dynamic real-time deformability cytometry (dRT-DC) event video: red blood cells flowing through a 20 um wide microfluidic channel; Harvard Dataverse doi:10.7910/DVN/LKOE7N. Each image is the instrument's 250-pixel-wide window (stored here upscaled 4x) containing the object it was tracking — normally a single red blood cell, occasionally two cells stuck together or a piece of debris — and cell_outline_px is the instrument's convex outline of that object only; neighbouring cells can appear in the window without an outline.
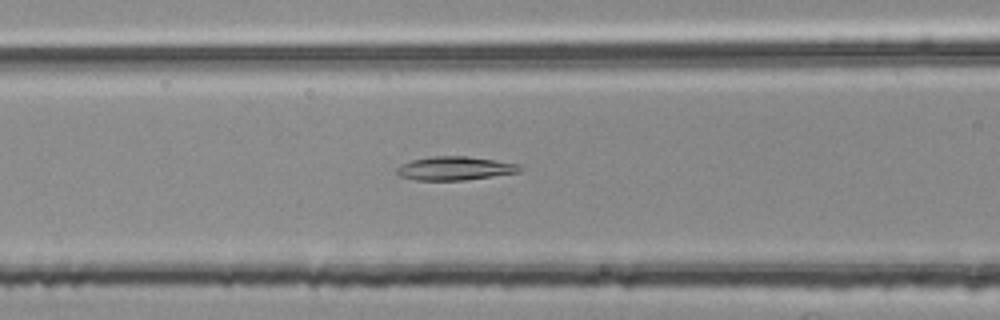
{"species": "common noctule bat (a hibernating species)", "species_latin": "Nyctalus noctula", "temperature_condition": "room temperature", "stored_images_in_passage": 37, "camera_frame_rate_fps": 3000, "um_per_image_px": 0.085, "animal": {"sex": "female", "body_mass_g": 25.1}, "frame": {"image": 1, "passage_image": 5, "time_ms": 1.333, "image_size_px": [1000, 320], "cell_outline_px": [[524, 168], [520, 172], [464, 180], [416, 180], [400, 176], [396, 172], [396, 168], [400, 164], [412, 160], [432, 156], [468, 156], [520, 164]], "centroid_in_image_um": [38.67, 14.3], "position_along_channel_um": 127.9, "area_um2": 16.99}}
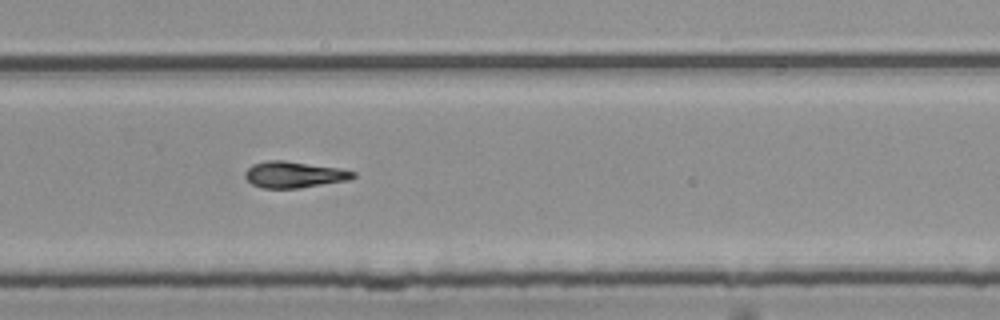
{"frame": {"image": 2, "passage_image": 19, "time_ms": 6.0, "image_size_px": [1000, 320], "cell_outline_px": [[356, 176], [348, 180], [300, 188], [260, 188], [252, 184], [244, 176], [244, 172], [252, 164], [268, 160], [284, 160], [340, 168], [356, 172]], "centroid_in_image_um": [24.98, 14.84], "position_along_channel_um": 304.8, "area_um2": 16.65}}
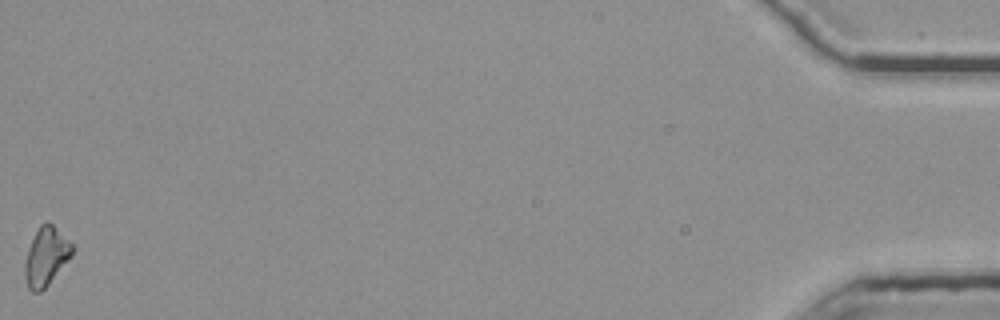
{"frame": {"image": 3, "passage_image": 37, "time_ms": 12.0, "image_size_px": [1000, 320], "cell_outline_px": [[72, 256], [48, 284], [40, 292], [32, 292], [28, 288], [24, 276], [24, 264], [32, 240], [40, 224], [48, 220], [72, 244]], "centroid_in_image_um": [3.9, 21.81], "position_along_channel_um": 431.3, "area_um2": 15.84}}